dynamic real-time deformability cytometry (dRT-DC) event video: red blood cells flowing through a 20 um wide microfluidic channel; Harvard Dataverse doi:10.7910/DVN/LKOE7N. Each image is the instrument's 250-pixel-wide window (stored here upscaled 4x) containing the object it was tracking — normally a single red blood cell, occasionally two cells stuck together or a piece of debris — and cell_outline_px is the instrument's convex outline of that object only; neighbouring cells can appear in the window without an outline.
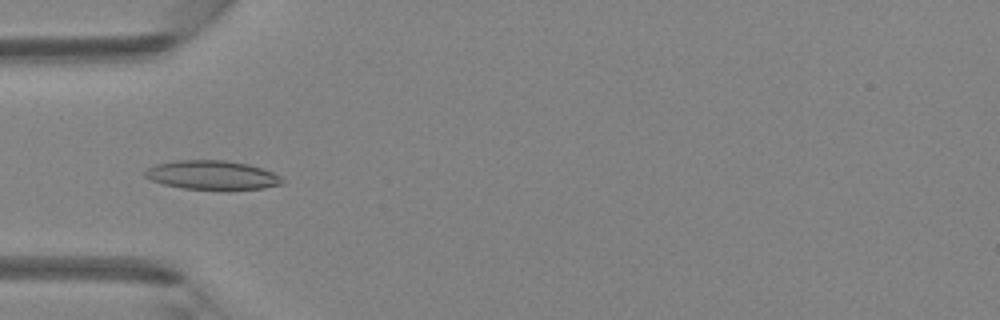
{"species": "Egyptian fruit bat (a non-hibernating species)", "species_latin": "Rousettus aegyptiacus", "temperature_condition": "room temperature", "stored_images_in_passage": 42, "camera_frame_rate_fps": 3000, "um_per_image_px": 0.085, "animal": {"sex": "female"}, "frame": {"image": 1, "passage_image": 10, "time_ms": 3.0, "image_size_px": [1000, 320], "cell_outline_px": [[284, 184], [264, 188], [180, 188], [164, 184], [152, 180], [144, 176], [144, 172], [148, 168], [156, 164], [172, 160], [224, 160], [248, 164], [264, 168], [280, 176], [284, 180]], "centroid_in_image_um": [18.03, 14.85], "position_along_channel_um": 67.0, "area_um2": 22.89}}
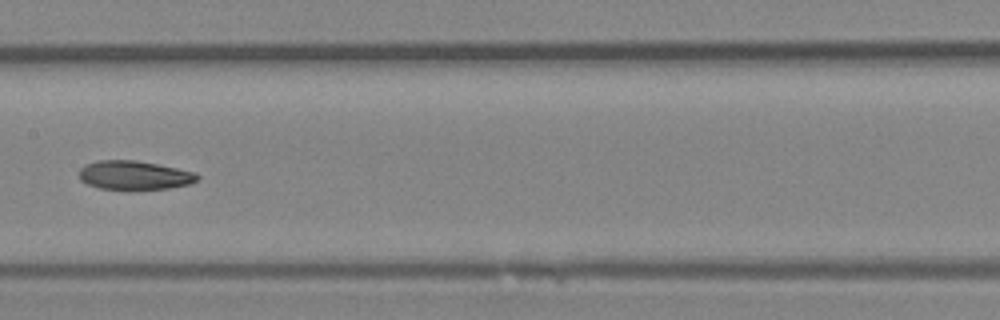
{"frame": {"image": 2, "passage_image": 19, "time_ms": 6.0, "image_size_px": [1000, 320], "cell_outline_px": [[200, 176], [196, 180], [188, 184], [168, 188], [128, 192], [100, 188], [88, 184], [80, 180], [80, 168], [84, 164], [96, 160], [136, 160], [196, 172]], "centroid_in_image_um": [11.38, 14.92], "position_along_channel_um": 196.0, "area_um2": 20.46}}
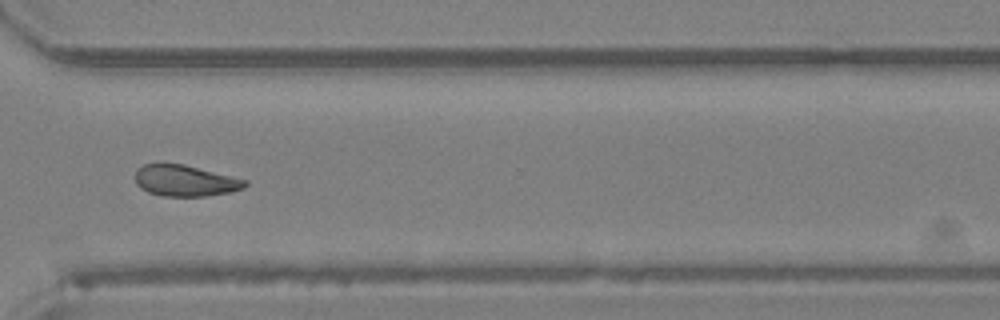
{"frame": {"image": 3, "passage_image": 30, "time_ms": 9.667, "image_size_px": [1000, 320], "cell_outline_px": [[248, 184], [244, 188], [232, 192], [204, 196], [160, 196], [148, 192], [140, 188], [136, 184], [136, 168], [144, 164], [184, 164], [248, 180]], "centroid_in_image_um": [15.75, 15.36], "position_along_channel_um": 354.9, "area_um2": 20.06}, "authors_computed_cell_mechanics": {"area_um2": 20.6346, "velocity_mm_per_s": 4.3344, "shape_relaxation_time_tau1_ms": 7.0573, "shape_relaxation_time_tau2_ms": 4.4671, "deformation_change_tau1": 0.1482, "deformation_change_tau2": 0.099}}